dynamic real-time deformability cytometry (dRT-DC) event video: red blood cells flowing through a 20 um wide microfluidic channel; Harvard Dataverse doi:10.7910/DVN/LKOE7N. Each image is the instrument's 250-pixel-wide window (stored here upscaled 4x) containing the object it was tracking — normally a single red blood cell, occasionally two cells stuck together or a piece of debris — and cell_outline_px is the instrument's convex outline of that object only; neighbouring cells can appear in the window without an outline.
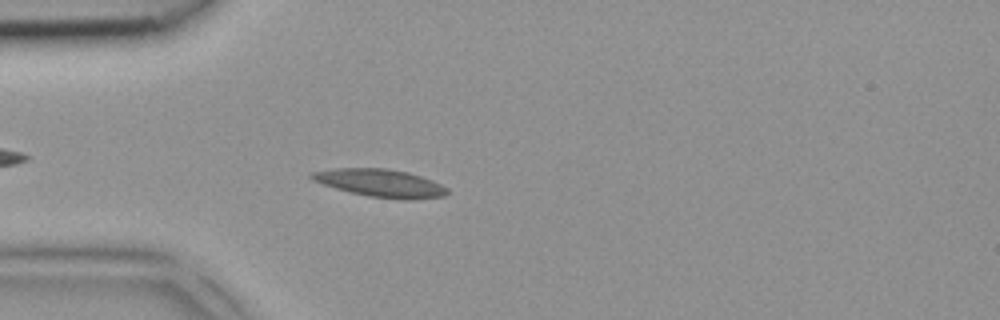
{"species": "common noctule bat (a hibernating species)", "species_latin": "Nyctalus noctula", "temperature_condition": "room temperature", "stored_images_in_passage": 3, "camera_frame_rate_fps": 3000, "um_per_image_px": 0.085, "animal": {"sex": "female", "body_mass_g": 18.4}, "frame": {"image": 1, "passage_image": 3, "time_ms": 0.667, "image_size_px": [1000, 320], "cell_outline_px": [[448, 192], [444, 196], [408, 200], [404, 200], [368, 196], [336, 188], [312, 180], [308, 176], [312, 172], [336, 168], [384, 168], [408, 172], [432, 180], [448, 188]], "centroid_in_image_um": [32.35, 15.56], "position_along_channel_um": 52.7, "area_um2": 21.79}}